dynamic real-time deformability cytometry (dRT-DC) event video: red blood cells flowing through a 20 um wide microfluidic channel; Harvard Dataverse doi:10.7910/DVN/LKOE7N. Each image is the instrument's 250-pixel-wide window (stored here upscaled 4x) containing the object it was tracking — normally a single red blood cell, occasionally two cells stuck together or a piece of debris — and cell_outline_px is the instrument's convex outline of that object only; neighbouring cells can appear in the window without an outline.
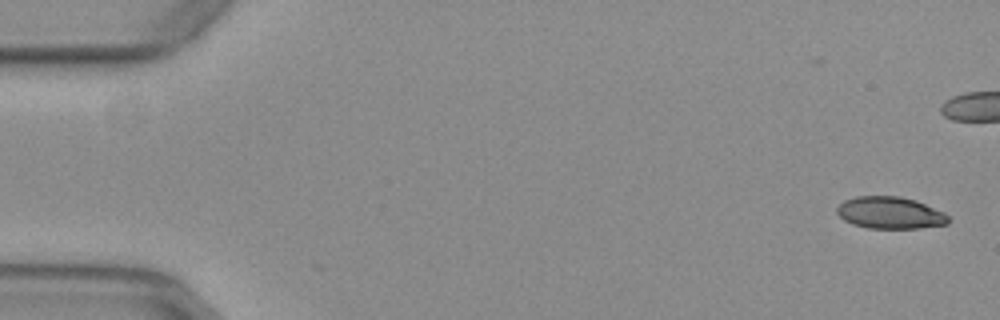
{"species": "common noctule bat (a hibernating species)", "species_latin": "Nyctalus noctula", "temperature_condition": "warm", "stored_images_in_passage": 7, "camera_frame_rate_fps": 3000, "um_per_image_px": 0.085, "animal": {"sex": "female", "body_mass_g": 29.2, "forearm_length_mm": 56.3}, "frame": {"image": 1, "passage_image": 1, "time_ms": 0.0, "image_size_px": [1000, 320], "cell_outline_px": [[948, 224], [920, 228], [868, 228], [852, 224], [844, 220], [836, 212], [836, 208], [844, 200], [856, 196], [900, 196], [916, 200], [944, 212], [948, 216]], "centroid_in_image_um": [75.65, 18.08], "position_along_channel_um": 9.4, "area_um2": 20.81}}